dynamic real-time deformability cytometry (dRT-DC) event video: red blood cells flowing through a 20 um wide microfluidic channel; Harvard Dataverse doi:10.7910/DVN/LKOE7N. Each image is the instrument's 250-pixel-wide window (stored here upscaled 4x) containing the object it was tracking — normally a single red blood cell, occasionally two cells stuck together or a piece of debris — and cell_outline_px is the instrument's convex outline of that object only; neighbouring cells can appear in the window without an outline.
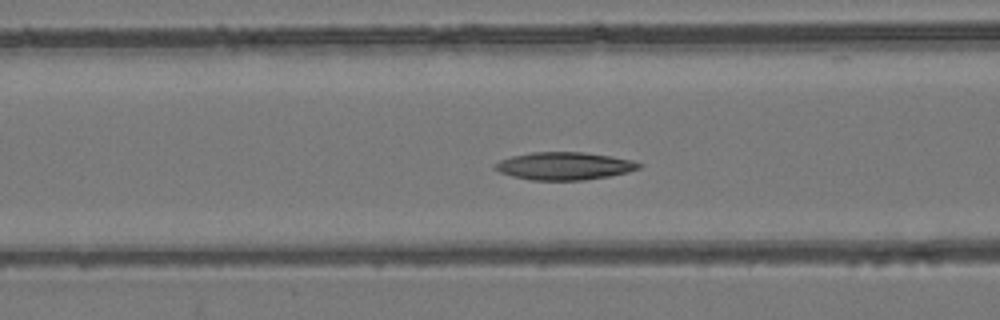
{"species": "common noctule bat (a hibernating species)", "species_latin": "Nyctalus noctula", "temperature_condition": "room temperature", "stored_images_in_passage": 47, "camera_frame_rate_fps": 3000, "um_per_image_px": 0.085, "animal": {"sex": "female", "body_mass_g": 24.6, "forearm_length_mm": 56.2}, "frame": {"image": 1, "passage_image": 19, "time_ms": 6.0, "image_size_px": [1000, 320], "cell_outline_px": [[644, 164], [640, 168], [628, 172], [608, 176], [584, 180], [532, 180], [512, 176], [500, 172], [492, 168], [500, 160], [512, 156], [532, 152], [584, 152], [612, 156], [632, 160]], "centroid_in_image_um": [47.99, 14.1], "position_along_channel_um": 118.6, "area_um2": 23.24}}
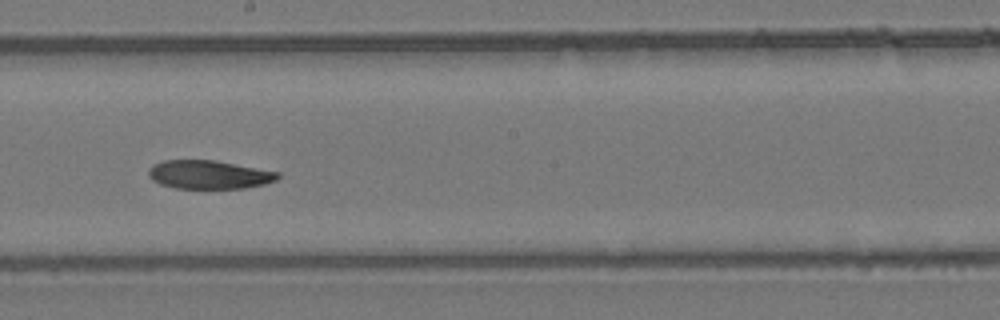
{"frame": {"image": 2, "passage_image": 28, "time_ms": 9.0, "image_size_px": [1000, 320], "cell_outline_px": [[280, 176], [276, 180], [264, 184], [244, 188], [176, 188], [160, 184], [152, 180], [148, 176], [148, 168], [152, 164], [164, 160], [216, 160], [280, 172]], "centroid_in_image_um": [17.74, 14.83], "position_along_channel_um": 230.5, "area_um2": 21.62}}
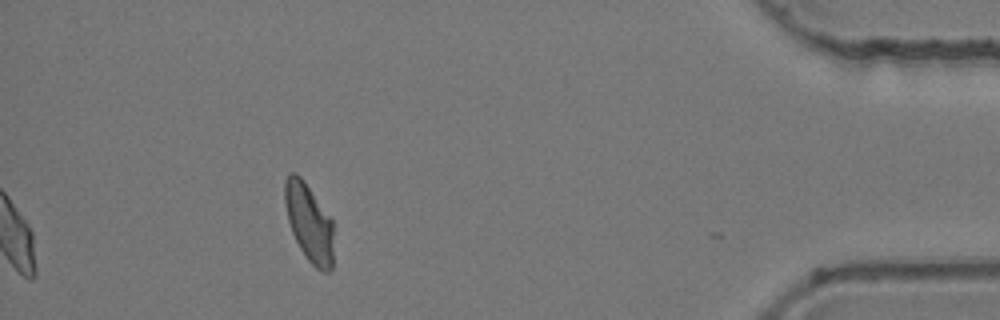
{"frame": {"image": 3, "passage_image": 47, "time_ms": 15.333, "image_size_px": [1000, 320], "cell_outline_px": [[332, 268], [328, 272], [320, 272], [308, 260], [300, 248], [292, 232], [288, 220], [284, 204], [284, 180], [288, 172], [296, 172], [304, 180], [332, 220]], "centroid_in_image_um": [26.24, 18.89], "position_along_channel_um": 409.0, "area_um2": 22.14}, "authors_computed_cell_mechanics": {"area_um2": 22.8888, "velocity_mm_per_s": 3.7284, "shape_relaxation_time_tau1_ms": 6.0389, "shape_relaxation_time_tau2_ms": null, "deformation_change_tau1": 0.1346, "deformation_change_tau2": null}}